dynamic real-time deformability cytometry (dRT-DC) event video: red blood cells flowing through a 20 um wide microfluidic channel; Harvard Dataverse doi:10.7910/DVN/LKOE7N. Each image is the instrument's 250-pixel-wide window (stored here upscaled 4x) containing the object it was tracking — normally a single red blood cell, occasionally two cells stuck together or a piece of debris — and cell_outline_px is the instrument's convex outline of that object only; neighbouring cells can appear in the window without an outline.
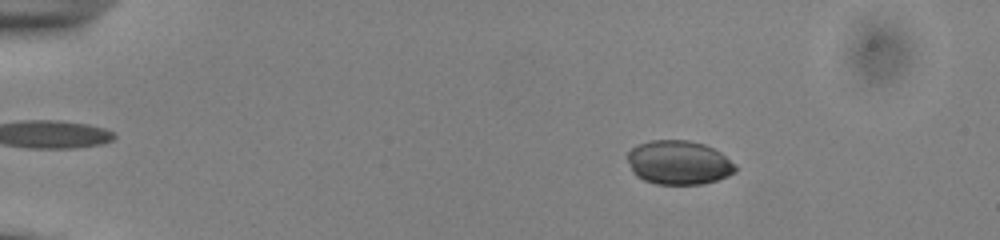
{"species": "common noctule bat (a hibernating species)", "species_latin": "Nyctalus noctula", "temperature_condition": "cold", "stored_images_in_passage": 54, "camera_frame_rate_fps": 3000, "um_per_image_px": 0.085, "animal": {"sex": "male", "body_mass_g": 13.0, "forearm_length_mm": 53.1}, "frame": {"image": 1, "passage_image": 9, "time_ms": 2.667, "image_size_px": [1000, 240], "cell_outline_px": [[736, 172], [728, 176], [716, 180], [700, 184], [656, 184], [644, 180], [636, 176], [632, 172], [628, 160], [628, 152], [636, 144], [652, 140], [688, 140], [704, 144], [720, 152], [736, 164]], "centroid_in_image_um": [57.69, 13.81], "position_along_channel_um": 27.3, "area_um2": 27.74}}
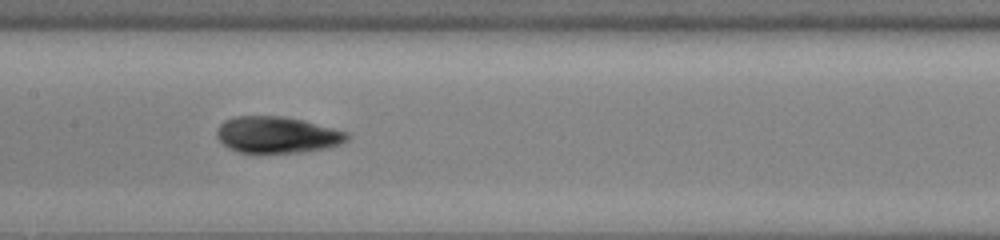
{"frame": {"image": 2, "passage_image": 28, "time_ms": 9.0, "image_size_px": [1000, 240], "cell_outline_px": [[352, 136], [348, 140], [340, 144], [328, 148], [300, 152], [240, 152], [228, 148], [216, 136], [216, 128], [224, 120], [236, 116], [284, 116], [304, 120], [348, 132]], "centroid_in_image_um": [23.58, 11.45], "position_along_channel_um": 183.8, "area_um2": 27.8}}
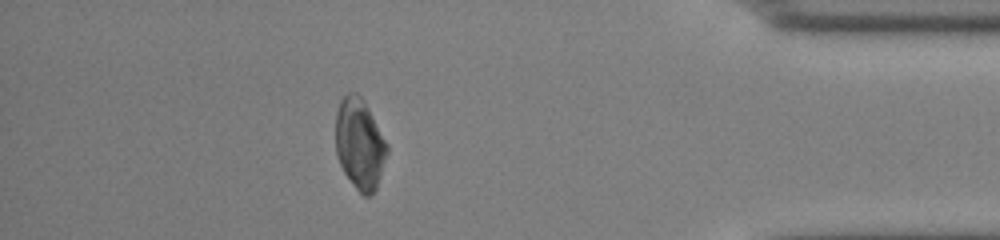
{"frame": {"image": 3, "passage_image": 48, "time_ms": 15.667, "image_size_px": [1000, 240], "cell_outline_px": [[388, 152], [376, 188], [372, 196], [364, 196], [356, 188], [344, 172], [336, 156], [336, 112], [340, 100], [348, 92], [356, 92], [364, 100], [388, 144]], "centroid_in_image_um": [30.57, 12.22], "position_along_channel_um": 404.6, "area_um2": 27.17}, "authors_computed_cell_mechanics": {"area_um2": 27.6862, "velocity_mm_per_s": 3.8461, "shape_relaxation_time_tau1_ms": 2.9412, "shape_relaxation_time_tau2_ms": 3.7099, "deformation_change_tau1": 0.0559, "deformation_change_tau2": 0.0513}}